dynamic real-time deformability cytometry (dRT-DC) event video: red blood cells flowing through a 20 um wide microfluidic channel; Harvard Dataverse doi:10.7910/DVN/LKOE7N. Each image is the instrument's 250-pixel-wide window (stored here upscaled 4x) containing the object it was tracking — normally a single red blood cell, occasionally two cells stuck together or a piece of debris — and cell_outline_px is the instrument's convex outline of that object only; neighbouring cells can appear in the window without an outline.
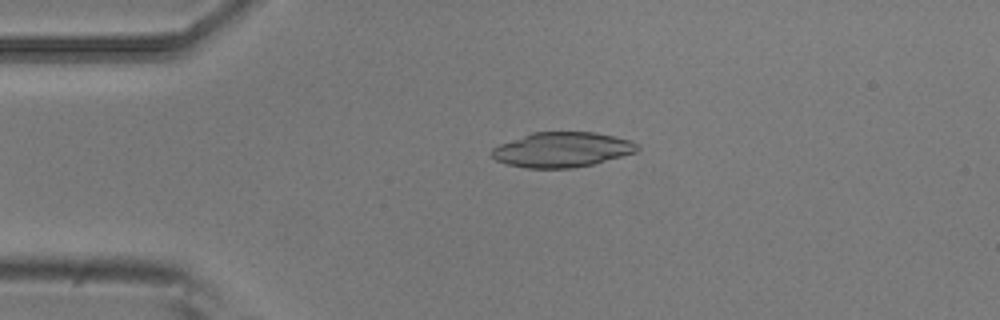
{"species": "common noctule bat (a hibernating species)", "species_latin": "Nyctalus noctula", "temperature_condition": "room temperature", "stored_images_in_passage": 5, "camera_frame_rate_fps": 3000, "um_per_image_px": 0.085, "animal": {"sex": "male", "body_mass_g": 20.5, "forearm_length_mm": 52.5}, "frame": {"image": 1, "passage_image": 3, "time_ms": 0.667, "image_size_px": [1000, 320], "cell_outline_px": [[640, 148], [636, 152], [592, 164], [572, 168], [524, 168], [508, 164], [496, 160], [492, 156], [492, 148], [500, 144], [532, 132], [596, 132], [628, 140], [640, 144]], "centroid_in_image_um": [47.77, 12.72], "position_along_channel_um": 37.2, "area_um2": 29.48}}
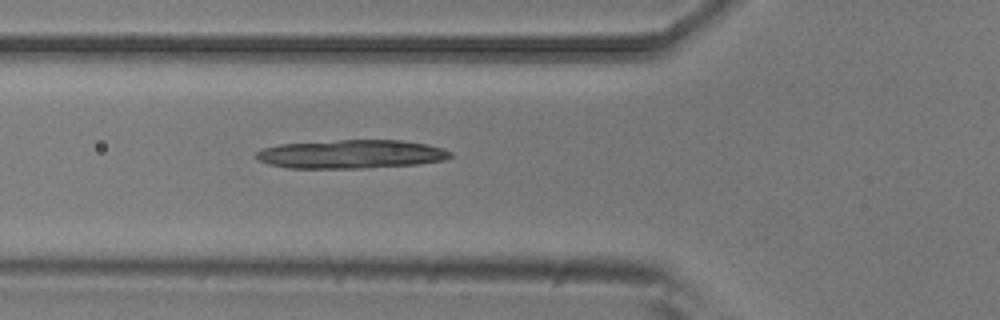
{"frame": {"image": 2, "passage_image": 5, "time_ms": 1.333, "image_size_px": [1000, 320], "cell_outline_px": [[452, 156], [444, 160], [416, 164], [364, 168], [288, 168], [268, 164], [252, 156], [256, 152], [264, 148], [280, 144], [336, 140], [400, 140], [428, 144], [444, 148], [452, 152]], "centroid_in_image_um": [29.85, 13.1], "position_along_channel_um": 96.0, "area_um2": 32.54}}